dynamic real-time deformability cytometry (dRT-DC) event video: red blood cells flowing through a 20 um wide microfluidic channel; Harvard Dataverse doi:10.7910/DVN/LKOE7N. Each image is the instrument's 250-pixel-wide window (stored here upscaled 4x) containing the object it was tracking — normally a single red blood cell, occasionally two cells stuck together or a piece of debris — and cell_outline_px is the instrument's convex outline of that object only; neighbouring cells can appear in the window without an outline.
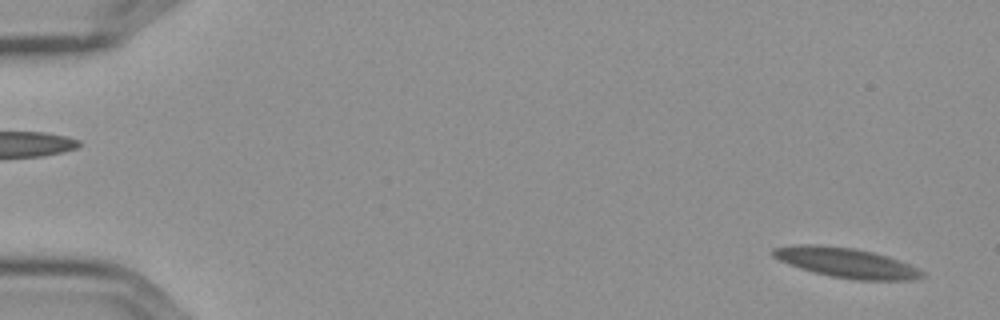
{"species": "Egyptian fruit bat (a non-hibernating species)", "species_latin": "Rousettus aegyptiacus", "temperature_condition": "cold", "stored_images_in_passage": 57, "camera_frame_rate_fps": 3000, "um_per_image_px": 0.085, "frame": {"image": 1, "passage_image": 2, "time_ms": 0.333, "image_size_px": [1000, 320], "cell_outline_px": [[924, 276], [916, 280], [856, 280], [832, 276], [812, 272], [800, 268], [780, 260], [772, 256], [772, 248], [800, 244], [812, 244], [852, 248], [872, 252], [888, 256], [908, 264], [924, 272]], "centroid_in_image_um": [71.94, 22.34], "position_along_channel_um": 13.1, "area_um2": 25.66}}
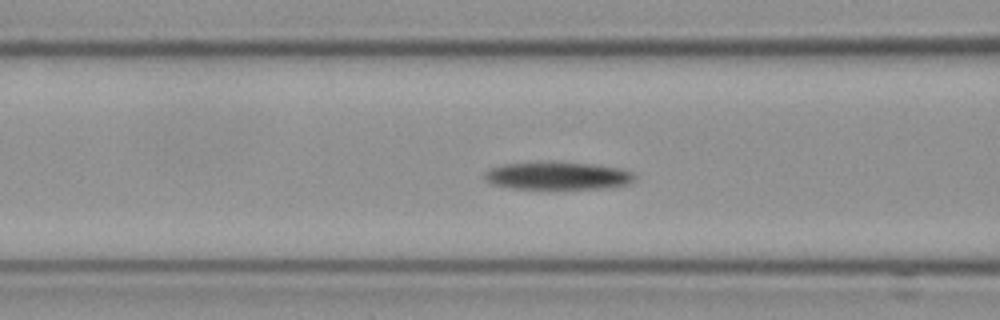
{"frame": {"image": 2, "passage_image": 23, "time_ms": 7.333, "image_size_px": [1000, 320], "cell_outline_px": [[636, 176], [632, 184], [608, 188], [512, 188], [492, 184], [484, 180], [484, 172], [488, 168], [504, 164], [592, 164], [620, 168], [632, 172]], "centroid_in_image_um": [47.44, 14.97], "position_along_channel_um": 119.2, "area_um2": 23.52}}
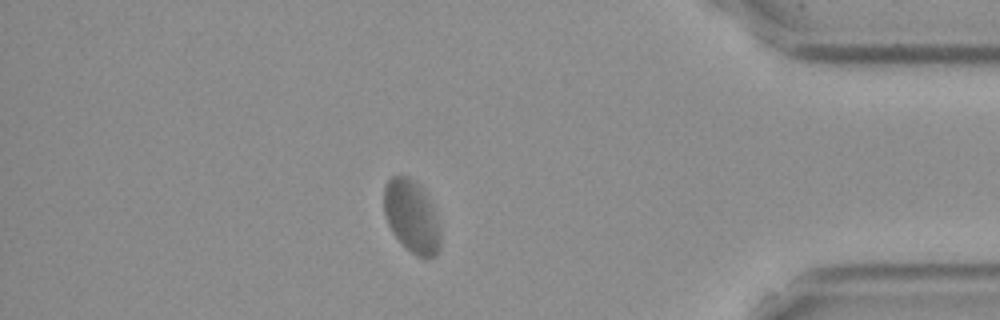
{"frame": {"image": 3, "passage_image": 50, "time_ms": 16.333, "image_size_px": [1000, 320], "cell_outline_px": [[440, 248], [428, 260], [416, 256], [392, 232], [384, 216], [384, 184], [392, 176], [408, 176], [416, 180], [424, 192], [436, 216], [440, 232]], "centroid_in_image_um": [34.97, 18.38], "position_along_channel_um": 400.2, "area_um2": 23.7}, "authors_computed_cell_mechanics": {"area_um2": 24.2182, "velocity_mm_per_s": 3.4857, "shape_relaxation_time_tau1_ms": 8.1336, "shape_relaxation_time_tau2_ms": 3.0448, "deformation_change_tau1": 0.2305, "deformation_change_tau2": 0.0488}}